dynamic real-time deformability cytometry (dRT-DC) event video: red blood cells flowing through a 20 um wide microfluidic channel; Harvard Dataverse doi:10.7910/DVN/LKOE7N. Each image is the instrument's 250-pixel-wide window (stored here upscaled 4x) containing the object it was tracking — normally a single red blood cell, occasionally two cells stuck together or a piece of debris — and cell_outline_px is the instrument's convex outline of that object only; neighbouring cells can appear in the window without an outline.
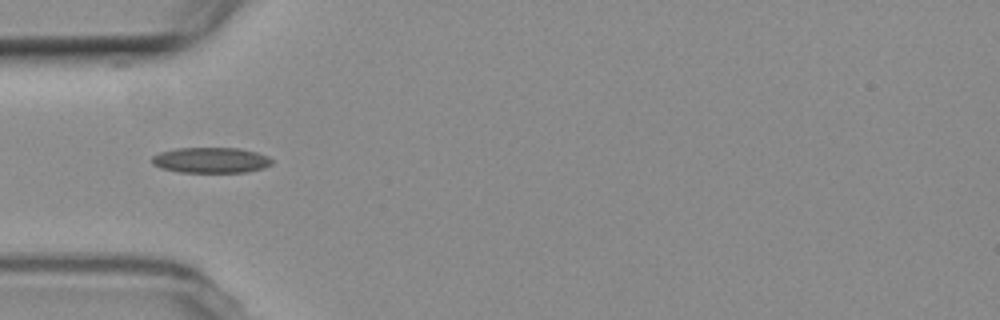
{"species": "common noctule bat (a hibernating species)", "species_latin": "Nyctalus noctula", "temperature_condition": "room temperature", "stored_images_in_passage": 7, "camera_frame_rate_fps": 3000, "um_per_image_px": 0.085, "animal": {"sex": "female", "body_mass_g": 19.3, "forearm_length_mm": 54.1}, "frame": {"image": 1, "passage_image": 6, "time_ms": 5.667, "image_size_px": [1000, 320], "cell_outline_px": [[272, 164], [264, 168], [244, 172], [180, 172], [160, 168], [152, 164], [152, 156], [160, 152], [176, 148], [240, 148], [256, 152], [268, 156], [272, 160]], "centroid_in_image_um": [17.92, 13.61], "position_along_channel_um": 67.1, "area_um2": 17.92}}
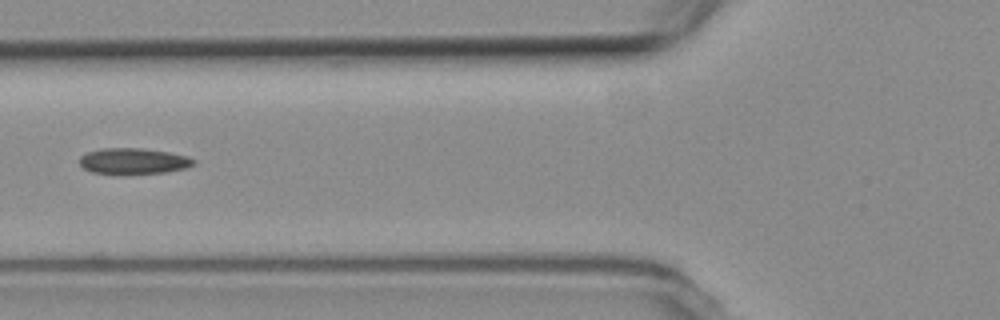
{"frame": {"image": 2, "passage_image": 7, "time_ms": 7.0, "image_size_px": [1000, 320], "cell_outline_px": [[196, 164], [188, 168], [168, 172], [120, 176], [92, 172], [84, 168], [80, 164], [80, 156], [88, 152], [100, 148], [144, 148], [168, 152], [188, 156], [196, 160]], "centroid_in_image_um": [11.37, 13.72], "position_along_channel_um": 114.4, "area_um2": 17.98}}